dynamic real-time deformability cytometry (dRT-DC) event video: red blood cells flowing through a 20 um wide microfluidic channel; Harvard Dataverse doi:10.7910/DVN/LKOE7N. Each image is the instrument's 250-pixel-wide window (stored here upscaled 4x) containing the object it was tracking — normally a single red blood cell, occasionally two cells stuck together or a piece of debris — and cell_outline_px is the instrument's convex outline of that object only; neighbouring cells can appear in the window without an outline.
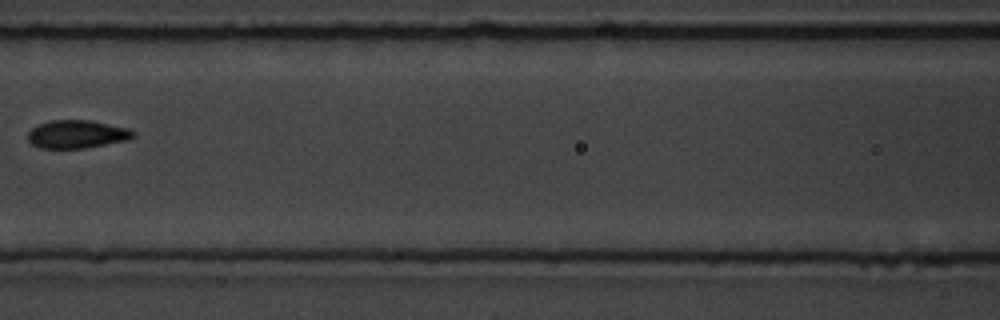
{"species": "common noctule bat (a hibernating species)", "species_latin": "Nyctalus noctula", "temperature_condition": "room temperature", "stored_images_in_passage": 7, "camera_frame_rate_fps": 3000, "um_per_image_px": 0.085, "animal": {"sex": "male", "body_mass_g": 19.5, "forearm_length_mm": 54.6}, "frame": {"image": 1, "passage_image": 7, "time_ms": 7.667, "image_size_px": [1000, 320], "cell_outline_px": [[136, 136], [128, 140], [84, 148], [40, 148], [32, 144], [28, 140], [28, 132], [36, 124], [52, 120], [92, 120], [132, 128], [136, 132]], "centroid_in_image_um": [6.59, 11.39], "position_along_channel_um": 160.0, "area_um2": 17.57}}